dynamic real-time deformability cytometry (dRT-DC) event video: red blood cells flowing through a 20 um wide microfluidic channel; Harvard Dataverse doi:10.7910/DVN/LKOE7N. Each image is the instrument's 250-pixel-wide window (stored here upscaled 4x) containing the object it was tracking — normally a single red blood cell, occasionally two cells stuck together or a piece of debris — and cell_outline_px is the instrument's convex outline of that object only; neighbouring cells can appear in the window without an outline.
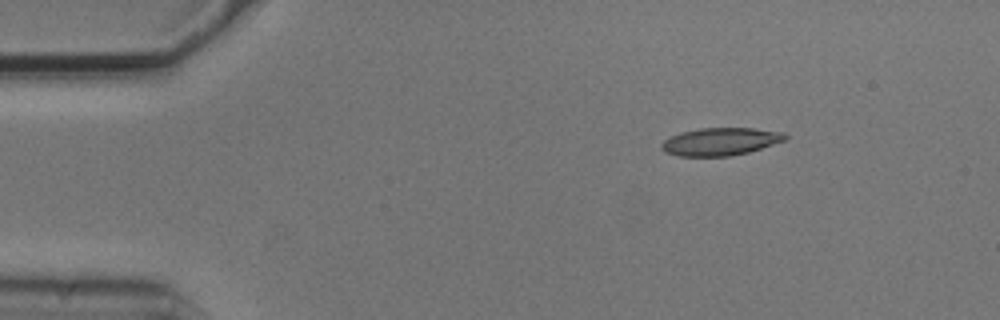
{"species": "common noctule bat (a hibernating species)", "species_latin": "Nyctalus noctula", "temperature_condition": "cold", "stored_images_in_passage": 3, "camera_frame_rate_fps": 3000, "um_per_image_px": 0.085, "animal": {"sex": "male", "body_mass_g": 20.5, "forearm_length_mm": 52.5}, "frame": {"image": 1, "passage_image": 1, "time_ms": 0.0, "image_size_px": [1000, 320], "cell_outline_px": [[788, 136], [784, 140], [748, 152], [728, 156], [680, 156], [664, 152], [660, 148], [660, 144], [664, 140], [680, 132], [700, 128], [752, 128], [784, 132]], "centroid_in_image_um": [61.19, 12.03], "position_along_channel_um": 23.8, "area_um2": 19.83}}